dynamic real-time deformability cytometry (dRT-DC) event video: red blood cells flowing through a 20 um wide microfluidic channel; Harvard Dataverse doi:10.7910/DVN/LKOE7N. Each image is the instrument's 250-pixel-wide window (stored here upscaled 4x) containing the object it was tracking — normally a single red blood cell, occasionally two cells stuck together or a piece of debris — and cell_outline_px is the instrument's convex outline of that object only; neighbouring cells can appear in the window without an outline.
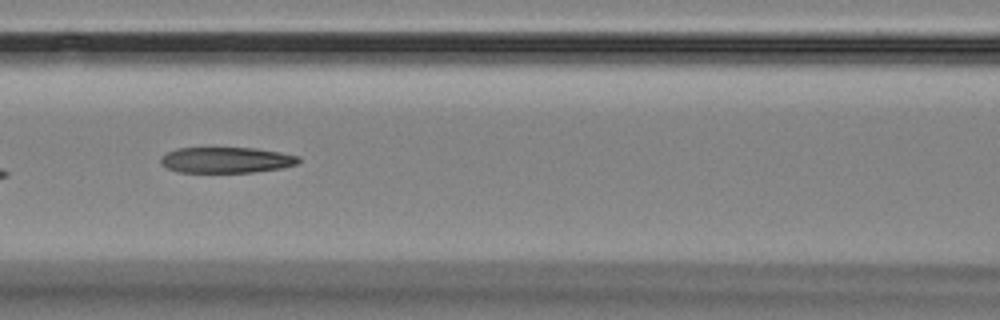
{"species": "Egyptian fruit bat (a non-hibernating species)", "species_latin": "Rousettus aegyptiacus", "temperature_condition": "room temperature", "stored_images_in_passage": 18, "camera_frame_rate_fps": 3000, "um_per_image_px": 0.085, "animal": {"sex": "female"}, "frame": {"image": 1, "passage_image": 8, "time_ms": 8.0, "image_size_px": [1000, 320], "cell_outline_px": [[300, 164], [280, 168], [252, 172], [180, 172], [168, 168], [160, 164], [160, 156], [176, 148], [256, 148], [280, 152], [300, 156]], "centroid_in_image_um": [19.25, 13.59], "position_along_channel_um": 147.4, "area_um2": 20.81}}
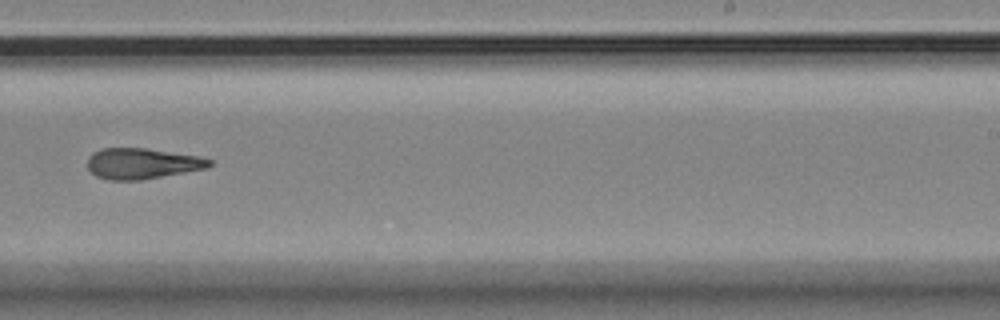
{"frame": {"image": 2, "passage_image": 11, "time_ms": 11.667, "image_size_px": [1000, 320], "cell_outline_px": [[212, 164], [204, 168], [184, 172], [140, 180], [108, 180], [96, 176], [88, 168], [88, 156], [92, 152], [100, 148], [144, 148], [200, 156], [212, 160]], "centroid_in_image_um": [12.03, 13.89], "position_along_channel_um": 277.0, "area_um2": 21.73}}
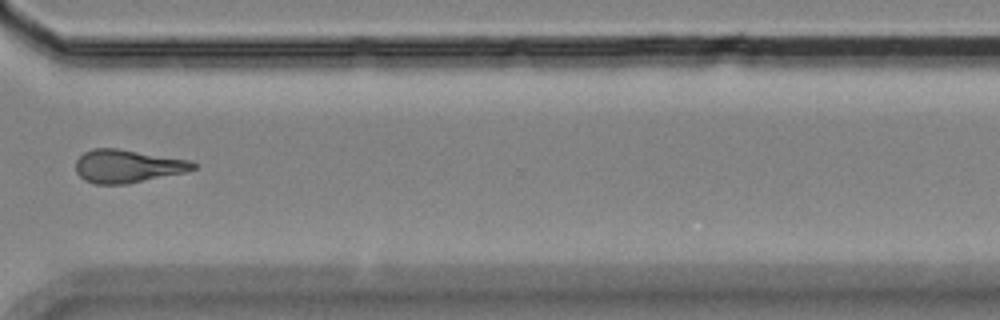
{"frame": {"image": 3, "passage_image": 13, "time_ms": 14.0, "image_size_px": [1000, 320], "cell_outline_px": [[196, 168], [184, 172], [128, 184], [96, 184], [84, 180], [76, 172], [76, 160], [84, 152], [92, 148], [116, 148], [188, 160], [196, 164]], "centroid_in_image_um": [10.79, 14.13], "position_along_channel_um": 359.8, "area_um2": 22.43}}